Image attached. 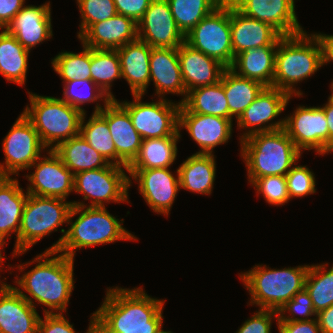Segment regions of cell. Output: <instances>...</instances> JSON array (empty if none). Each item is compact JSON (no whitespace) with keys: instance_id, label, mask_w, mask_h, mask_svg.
I'll return each mask as SVG.
<instances>
[{"instance_id":"6da1fadb","label":"cell","mask_w":333,"mask_h":333,"mask_svg":"<svg viewBox=\"0 0 333 333\" xmlns=\"http://www.w3.org/2000/svg\"><path fill=\"white\" fill-rule=\"evenodd\" d=\"M165 300L152 298L142 287H111L94 314L97 333H157L163 326Z\"/></svg>"},{"instance_id":"7a4b0ae2","label":"cell","mask_w":333,"mask_h":333,"mask_svg":"<svg viewBox=\"0 0 333 333\" xmlns=\"http://www.w3.org/2000/svg\"><path fill=\"white\" fill-rule=\"evenodd\" d=\"M34 262L37 264L33 269L24 272L21 277L16 275L14 283L18 286L15 288L35 308L36 303L33 300L48 307L43 309L44 313L66 312L75 283L74 259L59 252H43L32 261L20 264L16 268L23 272Z\"/></svg>"},{"instance_id":"3957f363","label":"cell","mask_w":333,"mask_h":333,"mask_svg":"<svg viewBox=\"0 0 333 333\" xmlns=\"http://www.w3.org/2000/svg\"><path fill=\"white\" fill-rule=\"evenodd\" d=\"M72 205L67 223L70 227L68 230L62 228L63 235L45 252H59L74 259L77 249L138 239L123 228L124 220L119 221L106 207H88L83 201H73ZM77 214L79 216L73 221Z\"/></svg>"},{"instance_id":"277c9868","label":"cell","mask_w":333,"mask_h":333,"mask_svg":"<svg viewBox=\"0 0 333 333\" xmlns=\"http://www.w3.org/2000/svg\"><path fill=\"white\" fill-rule=\"evenodd\" d=\"M323 66L322 46L313 33L306 31L283 36L275 54V72L272 87L287 92L290 96L300 97L301 90L295 84L313 76Z\"/></svg>"},{"instance_id":"5b68a950","label":"cell","mask_w":333,"mask_h":333,"mask_svg":"<svg viewBox=\"0 0 333 333\" xmlns=\"http://www.w3.org/2000/svg\"><path fill=\"white\" fill-rule=\"evenodd\" d=\"M240 147L250 184L260 177L286 176L302 155L284 129L253 134Z\"/></svg>"},{"instance_id":"8992f818","label":"cell","mask_w":333,"mask_h":333,"mask_svg":"<svg viewBox=\"0 0 333 333\" xmlns=\"http://www.w3.org/2000/svg\"><path fill=\"white\" fill-rule=\"evenodd\" d=\"M310 265L272 269L256 265L240 274L245 289L250 294L249 305L279 312L294 295L305 288Z\"/></svg>"},{"instance_id":"52a82bcc","label":"cell","mask_w":333,"mask_h":333,"mask_svg":"<svg viewBox=\"0 0 333 333\" xmlns=\"http://www.w3.org/2000/svg\"><path fill=\"white\" fill-rule=\"evenodd\" d=\"M27 93L30 107L27 105L22 113L48 150H54L61 142L80 135L83 112L60 98Z\"/></svg>"},{"instance_id":"ba28073f","label":"cell","mask_w":333,"mask_h":333,"mask_svg":"<svg viewBox=\"0 0 333 333\" xmlns=\"http://www.w3.org/2000/svg\"><path fill=\"white\" fill-rule=\"evenodd\" d=\"M72 202L60 198L28 194L17 236V253L25 254L34 244L68 223Z\"/></svg>"},{"instance_id":"9c48e42d","label":"cell","mask_w":333,"mask_h":333,"mask_svg":"<svg viewBox=\"0 0 333 333\" xmlns=\"http://www.w3.org/2000/svg\"><path fill=\"white\" fill-rule=\"evenodd\" d=\"M185 42L230 68L235 58L231 44L230 2L225 0L203 18L185 36Z\"/></svg>"},{"instance_id":"30bf717a","label":"cell","mask_w":333,"mask_h":333,"mask_svg":"<svg viewBox=\"0 0 333 333\" xmlns=\"http://www.w3.org/2000/svg\"><path fill=\"white\" fill-rule=\"evenodd\" d=\"M124 168V169H123ZM127 167L109 164L107 167L82 171L74 175L73 191L90 200L88 207H106V203H129L131 179Z\"/></svg>"},{"instance_id":"8fae6325","label":"cell","mask_w":333,"mask_h":333,"mask_svg":"<svg viewBox=\"0 0 333 333\" xmlns=\"http://www.w3.org/2000/svg\"><path fill=\"white\" fill-rule=\"evenodd\" d=\"M144 95H132L131 102H119L129 113L135 130L142 139L181 136L179 131V109L181 103L166 98L156 102H142Z\"/></svg>"},{"instance_id":"7c38bea8","label":"cell","mask_w":333,"mask_h":333,"mask_svg":"<svg viewBox=\"0 0 333 333\" xmlns=\"http://www.w3.org/2000/svg\"><path fill=\"white\" fill-rule=\"evenodd\" d=\"M2 148L5 162L0 163L1 177L19 175V171L29 169L41 157L42 151L47 150L38 132L23 113L4 137Z\"/></svg>"},{"instance_id":"4fadbf2b","label":"cell","mask_w":333,"mask_h":333,"mask_svg":"<svg viewBox=\"0 0 333 333\" xmlns=\"http://www.w3.org/2000/svg\"><path fill=\"white\" fill-rule=\"evenodd\" d=\"M283 129L301 153L314 149L319 155L328 154V122L321 106H298L284 117Z\"/></svg>"},{"instance_id":"5bb4252c","label":"cell","mask_w":333,"mask_h":333,"mask_svg":"<svg viewBox=\"0 0 333 333\" xmlns=\"http://www.w3.org/2000/svg\"><path fill=\"white\" fill-rule=\"evenodd\" d=\"M291 98L287 92L278 88L265 87L237 120L238 129L246 130L239 136V140L256 133L283 129L284 118L277 122L273 120L284 111Z\"/></svg>"},{"instance_id":"9a60e30c","label":"cell","mask_w":333,"mask_h":333,"mask_svg":"<svg viewBox=\"0 0 333 333\" xmlns=\"http://www.w3.org/2000/svg\"><path fill=\"white\" fill-rule=\"evenodd\" d=\"M47 157L41 156L33 165L32 174L25 175L30 181L26 192L40 197H52L66 200L73 192L74 174L64 165L61 158L47 150Z\"/></svg>"},{"instance_id":"2e32d148","label":"cell","mask_w":333,"mask_h":333,"mask_svg":"<svg viewBox=\"0 0 333 333\" xmlns=\"http://www.w3.org/2000/svg\"><path fill=\"white\" fill-rule=\"evenodd\" d=\"M93 113H100L106 120L117 152V165L127 167L137 157L142 137L135 130L128 111L117 99L103 107L96 103Z\"/></svg>"},{"instance_id":"e0dca14e","label":"cell","mask_w":333,"mask_h":333,"mask_svg":"<svg viewBox=\"0 0 333 333\" xmlns=\"http://www.w3.org/2000/svg\"><path fill=\"white\" fill-rule=\"evenodd\" d=\"M129 179L137 181L138 191L153 212L169 215L180 190L179 171L177 178L169 168L128 170Z\"/></svg>"},{"instance_id":"ac0fdd59","label":"cell","mask_w":333,"mask_h":333,"mask_svg":"<svg viewBox=\"0 0 333 333\" xmlns=\"http://www.w3.org/2000/svg\"><path fill=\"white\" fill-rule=\"evenodd\" d=\"M137 25L138 39L152 48H178L185 41L167 0H153Z\"/></svg>"},{"instance_id":"d6986e66","label":"cell","mask_w":333,"mask_h":333,"mask_svg":"<svg viewBox=\"0 0 333 333\" xmlns=\"http://www.w3.org/2000/svg\"><path fill=\"white\" fill-rule=\"evenodd\" d=\"M243 15L269 24L281 36L304 32L295 12V0H228Z\"/></svg>"},{"instance_id":"ffe728a7","label":"cell","mask_w":333,"mask_h":333,"mask_svg":"<svg viewBox=\"0 0 333 333\" xmlns=\"http://www.w3.org/2000/svg\"><path fill=\"white\" fill-rule=\"evenodd\" d=\"M233 120L224 117L191 113L182 103L179 109V131L187 129L199 145L202 154H213L218 145L228 143L232 136Z\"/></svg>"},{"instance_id":"44dd1931","label":"cell","mask_w":333,"mask_h":333,"mask_svg":"<svg viewBox=\"0 0 333 333\" xmlns=\"http://www.w3.org/2000/svg\"><path fill=\"white\" fill-rule=\"evenodd\" d=\"M40 315L15 288L0 282V333H37Z\"/></svg>"},{"instance_id":"7402d4cb","label":"cell","mask_w":333,"mask_h":333,"mask_svg":"<svg viewBox=\"0 0 333 333\" xmlns=\"http://www.w3.org/2000/svg\"><path fill=\"white\" fill-rule=\"evenodd\" d=\"M50 1L24 6L6 30L28 51L53 36Z\"/></svg>"},{"instance_id":"603a6c76","label":"cell","mask_w":333,"mask_h":333,"mask_svg":"<svg viewBox=\"0 0 333 333\" xmlns=\"http://www.w3.org/2000/svg\"><path fill=\"white\" fill-rule=\"evenodd\" d=\"M78 39L92 49L116 50L138 39V25L133 19L117 13L92 24Z\"/></svg>"},{"instance_id":"cb8c5ba5","label":"cell","mask_w":333,"mask_h":333,"mask_svg":"<svg viewBox=\"0 0 333 333\" xmlns=\"http://www.w3.org/2000/svg\"><path fill=\"white\" fill-rule=\"evenodd\" d=\"M230 26L234 57L245 50L277 46L283 37L269 24L243 15L231 3Z\"/></svg>"},{"instance_id":"d4e9b609","label":"cell","mask_w":333,"mask_h":333,"mask_svg":"<svg viewBox=\"0 0 333 333\" xmlns=\"http://www.w3.org/2000/svg\"><path fill=\"white\" fill-rule=\"evenodd\" d=\"M178 56L187 93L198 87L218 83L226 69L219 61L194 49L185 41L178 47Z\"/></svg>"},{"instance_id":"484cf974","label":"cell","mask_w":333,"mask_h":333,"mask_svg":"<svg viewBox=\"0 0 333 333\" xmlns=\"http://www.w3.org/2000/svg\"><path fill=\"white\" fill-rule=\"evenodd\" d=\"M153 81L155 94L165 98V94H178L182 103L187 96L179 64L178 48H152L150 53V82Z\"/></svg>"},{"instance_id":"4316f807","label":"cell","mask_w":333,"mask_h":333,"mask_svg":"<svg viewBox=\"0 0 333 333\" xmlns=\"http://www.w3.org/2000/svg\"><path fill=\"white\" fill-rule=\"evenodd\" d=\"M151 49L139 39L116 49L120 58L121 77L129 84L132 95H144L150 85Z\"/></svg>"},{"instance_id":"83f0119b","label":"cell","mask_w":333,"mask_h":333,"mask_svg":"<svg viewBox=\"0 0 333 333\" xmlns=\"http://www.w3.org/2000/svg\"><path fill=\"white\" fill-rule=\"evenodd\" d=\"M27 196L18 179L0 176V238L6 243L7 238L16 233L12 253H17V236Z\"/></svg>"},{"instance_id":"f1b7e54d","label":"cell","mask_w":333,"mask_h":333,"mask_svg":"<svg viewBox=\"0 0 333 333\" xmlns=\"http://www.w3.org/2000/svg\"><path fill=\"white\" fill-rule=\"evenodd\" d=\"M277 46H264L237 54L230 69L237 75L272 87ZM238 70V71H237Z\"/></svg>"},{"instance_id":"f546056e","label":"cell","mask_w":333,"mask_h":333,"mask_svg":"<svg viewBox=\"0 0 333 333\" xmlns=\"http://www.w3.org/2000/svg\"><path fill=\"white\" fill-rule=\"evenodd\" d=\"M180 188L193 193L210 195L216 178L214 154L195 153L178 168Z\"/></svg>"},{"instance_id":"4dcf8cb0","label":"cell","mask_w":333,"mask_h":333,"mask_svg":"<svg viewBox=\"0 0 333 333\" xmlns=\"http://www.w3.org/2000/svg\"><path fill=\"white\" fill-rule=\"evenodd\" d=\"M220 81L228 101L229 120L235 116L236 121L266 87L258 81L237 75L230 68L224 70Z\"/></svg>"},{"instance_id":"1f68e13d","label":"cell","mask_w":333,"mask_h":333,"mask_svg":"<svg viewBox=\"0 0 333 333\" xmlns=\"http://www.w3.org/2000/svg\"><path fill=\"white\" fill-rule=\"evenodd\" d=\"M53 151L74 175L82 171L104 168L110 164L80 135L61 142Z\"/></svg>"},{"instance_id":"d6a6232c","label":"cell","mask_w":333,"mask_h":333,"mask_svg":"<svg viewBox=\"0 0 333 333\" xmlns=\"http://www.w3.org/2000/svg\"><path fill=\"white\" fill-rule=\"evenodd\" d=\"M181 136L143 139L140 151L128 170L169 168L177 157V142Z\"/></svg>"},{"instance_id":"836d02e7","label":"cell","mask_w":333,"mask_h":333,"mask_svg":"<svg viewBox=\"0 0 333 333\" xmlns=\"http://www.w3.org/2000/svg\"><path fill=\"white\" fill-rule=\"evenodd\" d=\"M30 52L6 29H2L0 32V74L7 81L23 86L26 82Z\"/></svg>"},{"instance_id":"e575fe53","label":"cell","mask_w":333,"mask_h":333,"mask_svg":"<svg viewBox=\"0 0 333 333\" xmlns=\"http://www.w3.org/2000/svg\"><path fill=\"white\" fill-rule=\"evenodd\" d=\"M182 104L191 113L229 119L228 101L221 81L190 90Z\"/></svg>"},{"instance_id":"d590c367","label":"cell","mask_w":333,"mask_h":333,"mask_svg":"<svg viewBox=\"0 0 333 333\" xmlns=\"http://www.w3.org/2000/svg\"><path fill=\"white\" fill-rule=\"evenodd\" d=\"M86 115V113L83 114L81 120L80 136L109 163L117 165V152L107 120L100 113H92L86 121Z\"/></svg>"},{"instance_id":"8d00e7d4","label":"cell","mask_w":333,"mask_h":333,"mask_svg":"<svg viewBox=\"0 0 333 333\" xmlns=\"http://www.w3.org/2000/svg\"><path fill=\"white\" fill-rule=\"evenodd\" d=\"M225 0H167L178 29L186 36Z\"/></svg>"},{"instance_id":"74e56055","label":"cell","mask_w":333,"mask_h":333,"mask_svg":"<svg viewBox=\"0 0 333 333\" xmlns=\"http://www.w3.org/2000/svg\"><path fill=\"white\" fill-rule=\"evenodd\" d=\"M328 263L310 265L305 289L316 313L333 305V264L327 269Z\"/></svg>"},{"instance_id":"f35d334b","label":"cell","mask_w":333,"mask_h":333,"mask_svg":"<svg viewBox=\"0 0 333 333\" xmlns=\"http://www.w3.org/2000/svg\"><path fill=\"white\" fill-rule=\"evenodd\" d=\"M91 80L99 86L110 99H116L111 92L113 81L121 79L120 58L117 50L91 48Z\"/></svg>"},{"instance_id":"ab89813d","label":"cell","mask_w":333,"mask_h":333,"mask_svg":"<svg viewBox=\"0 0 333 333\" xmlns=\"http://www.w3.org/2000/svg\"><path fill=\"white\" fill-rule=\"evenodd\" d=\"M80 53L63 51L58 53L51 64L63 82L78 79H91V48L82 44Z\"/></svg>"},{"instance_id":"60d3db41","label":"cell","mask_w":333,"mask_h":333,"mask_svg":"<svg viewBox=\"0 0 333 333\" xmlns=\"http://www.w3.org/2000/svg\"><path fill=\"white\" fill-rule=\"evenodd\" d=\"M64 83V91L63 96L60 98L67 104L71 105L72 107L80 110L84 114L86 111L84 110L81 105L90 102H97L98 100L107 104L110 100V97L99 87L97 86L91 79H78V80H71ZM85 86L83 89L85 93H83L82 87ZM89 89V90H87ZM87 91V92H86Z\"/></svg>"},{"instance_id":"b9f144b4","label":"cell","mask_w":333,"mask_h":333,"mask_svg":"<svg viewBox=\"0 0 333 333\" xmlns=\"http://www.w3.org/2000/svg\"><path fill=\"white\" fill-rule=\"evenodd\" d=\"M81 14L78 38L94 23H98L117 14L114 0H76Z\"/></svg>"},{"instance_id":"7bdbcfd3","label":"cell","mask_w":333,"mask_h":333,"mask_svg":"<svg viewBox=\"0 0 333 333\" xmlns=\"http://www.w3.org/2000/svg\"><path fill=\"white\" fill-rule=\"evenodd\" d=\"M251 186H254L256 193L262 194L265 201L273 206L285 205L290 200L284 175L260 177Z\"/></svg>"},{"instance_id":"ee69618b","label":"cell","mask_w":333,"mask_h":333,"mask_svg":"<svg viewBox=\"0 0 333 333\" xmlns=\"http://www.w3.org/2000/svg\"><path fill=\"white\" fill-rule=\"evenodd\" d=\"M287 190L290 199L316 193L314 173L305 165H294L286 174Z\"/></svg>"},{"instance_id":"f6af8a7d","label":"cell","mask_w":333,"mask_h":333,"mask_svg":"<svg viewBox=\"0 0 333 333\" xmlns=\"http://www.w3.org/2000/svg\"><path fill=\"white\" fill-rule=\"evenodd\" d=\"M285 313H289L292 316L289 314L287 316ZM316 314L309 293L304 288L281 308L278 312L279 319L277 322L312 320L315 319ZM297 315L301 317H297ZM312 316H314V318H311Z\"/></svg>"},{"instance_id":"bcb514c9","label":"cell","mask_w":333,"mask_h":333,"mask_svg":"<svg viewBox=\"0 0 333 333\" xmlns=\"http://www.w3.org/2000/svg\"><path fill=\"white\" fill-rule=\"evenodd\" d=\"M64 316L63 313H44V319L42 317L39 319L37 333H77L73 324H70ZM93 330L94 314L90 316V323L86 333H92Z\"/></svg>"},{"instance_id":"7dc6e473","label":"cell","mask_w":333,"mask_h":333,"mask_svg":"<svg viewBox=\"0 0 333 333\" xmlns=\"http://www.w3.org/2000/svg\"><path fill=\"white\" fill-rule=\"evenodd\" d=\"M279 319L277 311L258 309L250 319H247L236 333H271L272 320Z\"/></svg>"},{"instance_id":"c3c4849f","label":"cell","mask_w":333,"mask_h":333,"mask_svg":"<svg viewBox=\"0 0 333 333\" xmlns=\"http://www.w3.org/2000/svg\"><path fill=\"white\" fill-rule=\"evenodd\" d=\"M153 0H114L118 14L133 19L138 23Z\"/></svg>"},{"instance_id":"681fc988","label":"cell","mask_w":333,"mask_h":333,"mask_svg":"<svg viewBox=\"0 0 333 333\" xmlns=\"http://www.w3.org/2000/svg\"><path fill=\"white\" fill-rule=\"evenodd\" d=\"M278 333H322L317 319L277 322Z\"/></svg>"},{"instance_id":"f907efd6","label":"cell","mask_w":333,"mask_h":333,"mask_svg":"<svg viewBox=\"0 0 333 333\" xmlns=\"http://www.w3.org/2000/svg\"><path fill=\"white\" fill-rule=\"evenodd\" d=\"M24 4L25 0H0V29H6Z\"/></svg>"},{"instance_id":"816d5d0a","label":"cell","mask_w":333,"mask_h":333,"mask_svg":"<svg viewBox=\"0 0 333 333\" xmlns=\"http://www.w3.org/2000/svg\"><path fill=\"white\" fill-rule=\"evenodd\" d=\"M319 39L322 46L323 65L333 61V36L322 33H314Z\"/></svg>"},{"instance_id":"f5cc1de1","label":"cell","mask_w":333,"mask_h":333,"mask_svg":"<svg viewBox=\"0 0 333 333\" xmlns=\"http://www.w3.org/2000/svg\"><path fill=\"white\" fill-rule=\"evenodd\" d=\"M322 333H333V305L316 314Z\"/></svg>"},{"instance_id":"db71d44e","label":"cell","mask_w":333,"mask_h":333,"mask_svg":"<svg viewBox=\"0 0 333 333\" xmlns=\"http://www.w3.org/2000/svg\"><path fill=\"white\" fill-rule=\"evenodd\" d=\"M328 122V154L333 152V93L328 97V102L322 105Z\"/></svg>"},{"instance_id":"11a10c76","label":"cell","mask_w":333,"mask_h":333,"mask_svg":"<svg viewBox=\"0 0 333 333\" xmlns=\"http://www.w3.org/2000/svg\"><path fill=\"white\" fill-rule=\"evenodd\" d=\"M5 244H7V243H5L1 238H0V267H1V265L3 264V262H4V259L6 258V256H3V254H2V249H4L5 248ZM4 247V248H3ZM3 270V268L1 267L0 268V270ZM0 282H1V280H0Z\"/></svg>"},{"instance_id":"9f6ffc18","label":"cell","mask_w":333,"mask_h":333,"mask_svg":"<svg viewBox=\"0 0 333 333\" xmlns=\"http://www.w3.org/2000/svg\"><path fill=\"white\" fill-rule=\"evenodd\" d=\"M157 333H173L171 331L163 330L162 328Z\"/></svg>"},{"instance_id":"6f0895ef","label":"cell","mask_w":333,"mask_h":333,"mask_svg":"<svg viewBox=\"0 0 333 333\" xmlns=\"http://www.w3.org/2000/svg\"><path fill=\"white\" fill-rule=\"evenodd\" d=\"M331 85V93H333V81H332V83L330 84Z\"/></svg>"}]
</instances>
